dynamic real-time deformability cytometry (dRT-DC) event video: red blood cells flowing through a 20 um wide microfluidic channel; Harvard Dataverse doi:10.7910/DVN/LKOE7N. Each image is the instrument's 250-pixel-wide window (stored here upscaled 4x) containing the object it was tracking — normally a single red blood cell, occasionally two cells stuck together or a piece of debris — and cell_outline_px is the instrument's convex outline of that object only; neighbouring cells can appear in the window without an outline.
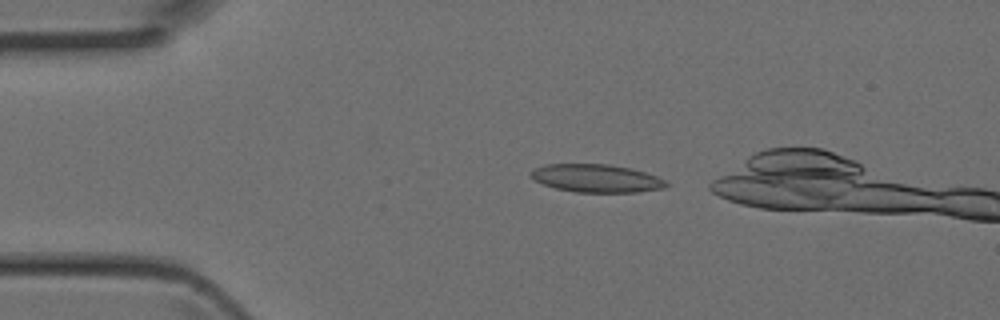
{"species": "Egyptian fruit bat (a non-hibernating species)", "species_latin": "Rousettus aegyptiacus", "temperature_condition": "room temperature", "stored_images_in_passage": 3, "camera_frame_rate_fps": 3000, "um_per_image_px": 0.085, "animal": {"sex": "female"}, "frame": {"image": 1, "passage_image": 1, "time_ms": 0.0, "image_size_px": [1000, 320], "cell_outline_px": [[668, 184], [664, 188], [640, 192], [576, 192], [556, 188], [532, 180], [528, 176], [536, 168], [544, 164], [608, 164], [632, 168], [668, 180]], "centroid_in_image_um": [50.71, 15.15], "position_along_channel_um": 34.3, "area_um2": 22.2}}